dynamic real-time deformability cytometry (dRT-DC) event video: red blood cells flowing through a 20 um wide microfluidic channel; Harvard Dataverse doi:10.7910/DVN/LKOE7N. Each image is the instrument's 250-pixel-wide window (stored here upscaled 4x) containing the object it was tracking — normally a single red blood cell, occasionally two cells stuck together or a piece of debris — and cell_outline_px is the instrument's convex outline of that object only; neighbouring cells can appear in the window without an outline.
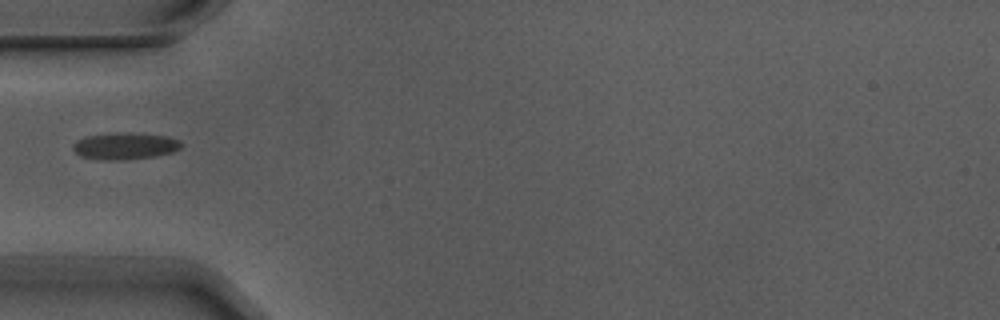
{"species": "Egyptian fruit bat (a non-hibernating species)", "species_latin": "Rousettus aegyptiacus", "temperature_condition": "warm", "stored_images_in_passage": 3, "camera_frame_rate_fps": 3000, "um_per_image_px": 0.085, "animal": {"sex": "male"}, "frame": {"image": 1, "passage_image": 1, "time_ms": 0.0, "image_size_px": [1000, 320], "cell_outline_px": [[184, 144], [180, 148], [172, 152], [156, 156], [120, 160], [108, 160], [84, 156], [76, 152], [72, 148], [72, 144], [76, 140], [88, 136], [168, 136], [180, 140]], "centroid_in_image_um": [10.67, 12.47], "position_along_channel_um": 74.3, "area_um2": 15.55}}
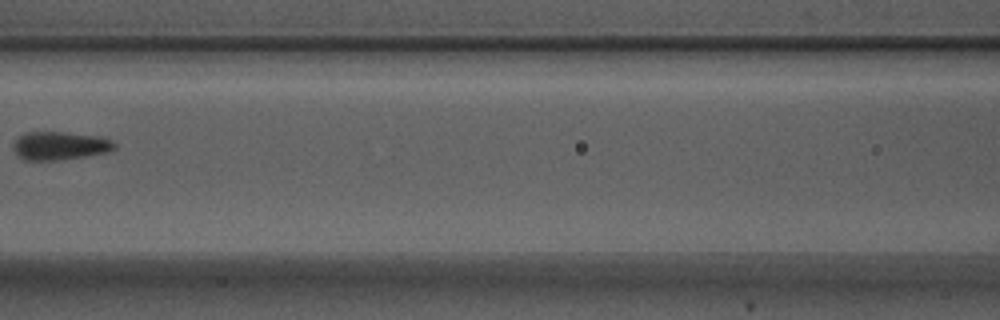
{"frame": {"image": 2, "passage_image": 3, "time_ms": 0.667, "image_size_px": [1000, 320], "cell_outline_px": [[116, 148], [108, 152], [84, 156], [56, 160], [24, 160], [12, 148], [12, 144], [24, 132], [64, 132], [96, 136], [112, 140], [116, 144]], "centroid_in_image_um": [5.08, 12.38], "position_along_channel_um": 161.5, "area_um2": 16.53}}